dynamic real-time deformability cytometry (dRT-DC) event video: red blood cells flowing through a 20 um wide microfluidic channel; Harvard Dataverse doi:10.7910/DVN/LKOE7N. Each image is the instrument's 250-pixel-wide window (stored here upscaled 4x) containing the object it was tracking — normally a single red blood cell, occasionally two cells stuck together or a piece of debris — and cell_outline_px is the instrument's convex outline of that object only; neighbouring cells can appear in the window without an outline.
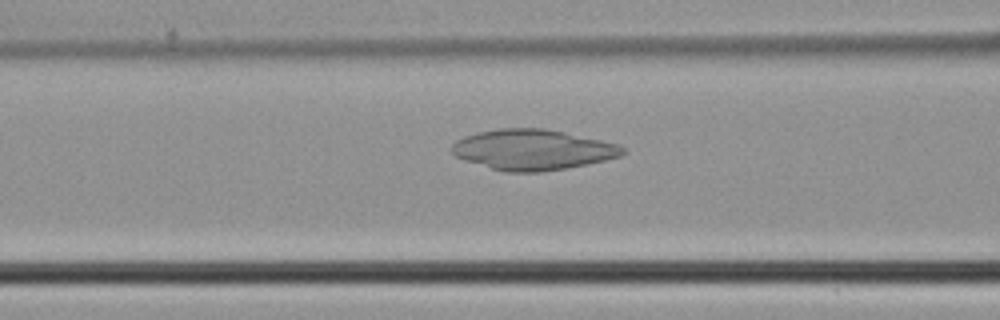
{"species": "common noctule bat (a hibernating species)", "species_latin": "Nyctalus noctula", "temperature_condition": "cold", "stored_images_in_passage": 29, "camera_frame_rate_fps": 3000, "um_per_image_px": 0.085, "animal": {"sex": "male", "body_mass_g": 21.5, "forearm_length_mm": 52.0}, "frame": {"image": 1, "passage_image": 5, "time_ms": 1.333, "image_size_px": [1000, 320], "cell_outline_px": [[628, 152], [620, 156], [588, 164], [540, 172], [504, 172], [464, 160], [456, 156], [452, 152], [452, 144], [456, 140], [464, 136], [476, 132], [500, 128], [544, 128], [564, 132], [620, 144]], "centroid_in_image_um": [45.28, 12.72], "position_along_channel_um": 121.3, "area_um2": 40.34}}
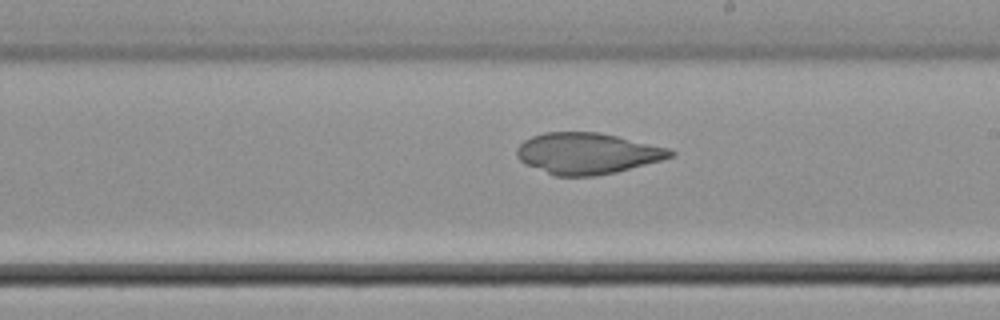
{"frame": {"image": 2, "passage_image": 13, "time_ms": 4.0, "image_size_px": [1000, 320], "cell_outline_px": [[676, 156], [616, 172], [596, 176], [556, 176], [524, 164], [516, 156], [516, 148], [524, 140], [532, 136], [544, 132], [596, 132], [616, 136], [668, 148], [676, 152]], "centroid_in_image_um": [49.89, 13.04], "position_along_channel_um": 239.1, "area_um2": 36.76}}
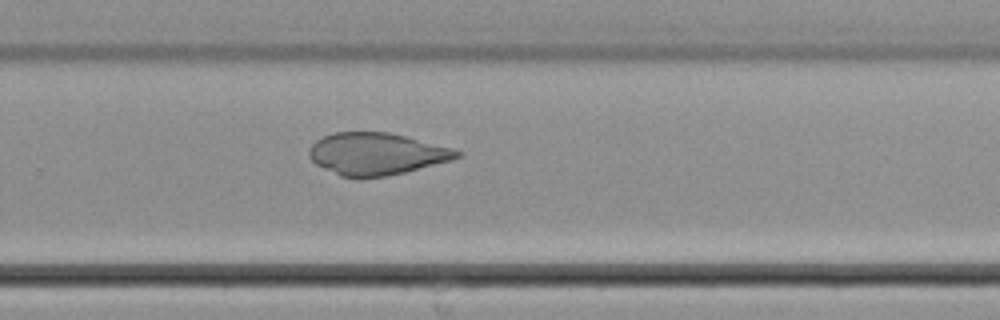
{"frame": {"image": 3, "passage_image": 17, "time_ms": 5.333, "image_size_px": [1000, 320], "cell_outline_px": [[464, 152], [460, 156], [452, 160], [404, 172], [384, 176], [356, 180], [340, 176], [316, 164], [308, 156], [308, 152], [312, 144], [316, 140], [332, 132], [388, 132], [452, 148]], "centroid_in_image_um": [31.96, 13.09], "position_along_channel_um": 297.8, "area_um2": 36.36}}